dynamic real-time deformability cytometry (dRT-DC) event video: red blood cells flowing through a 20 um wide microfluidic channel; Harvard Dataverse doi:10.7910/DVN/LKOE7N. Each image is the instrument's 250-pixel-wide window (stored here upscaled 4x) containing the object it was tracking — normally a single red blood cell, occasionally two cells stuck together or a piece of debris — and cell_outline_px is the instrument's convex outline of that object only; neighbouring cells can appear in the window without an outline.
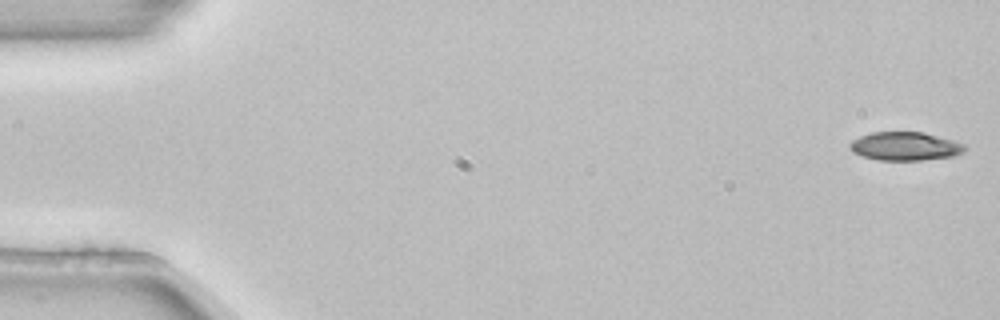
{"species": "common noctule bat (a hibernating species)", "species_latin": "Nyctalus noctula", "temperature_condition": "room temperature", "stored_images_in_passage": 5, "camera_frame_rate_fps": 3000, "um_per_image_px": 0.085, "animal": {"sex": "female", "body_mass_g": 22.7, "forearm_length_mm": 54.2}, "frame": {"image": 1, "passage_image": 1, "time_ms": 0.0, "image_size_px": [1000, 320], "cell_outline_px": [[964, 152], [952, 156], [920, 160], [876, 160], [852, 152], [848, 148], [848, 144], [852, 140], [860, 136], [872, 132], [924, 132], [952, 140], [964, 144]], "centroid_in_image_um": [76.88, 12.43], "position_along_channel_um": 8.1, "area_um2": 19.02}}
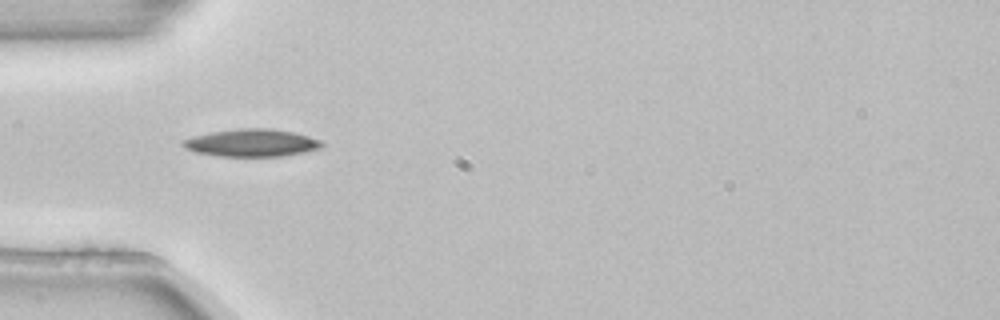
{"frame": {"image": 2, "passage_image": 4, "time_ms": 1.0, "image_size_px": [1000, 320], "cell_outline_px": [[324, 144], [320, 148], [304, 152], [280, 156], [216, 156], [192, 152], [184, 148], [180, 144], [180, 140], [212, 132], [240, 128], [268, 128], [292, 132], [308, 136], [320, 140]], "centroid_in_image_um": [21.33, 12.15], "position_along_channel_um": 63.7, "area_um2": 22.25}}